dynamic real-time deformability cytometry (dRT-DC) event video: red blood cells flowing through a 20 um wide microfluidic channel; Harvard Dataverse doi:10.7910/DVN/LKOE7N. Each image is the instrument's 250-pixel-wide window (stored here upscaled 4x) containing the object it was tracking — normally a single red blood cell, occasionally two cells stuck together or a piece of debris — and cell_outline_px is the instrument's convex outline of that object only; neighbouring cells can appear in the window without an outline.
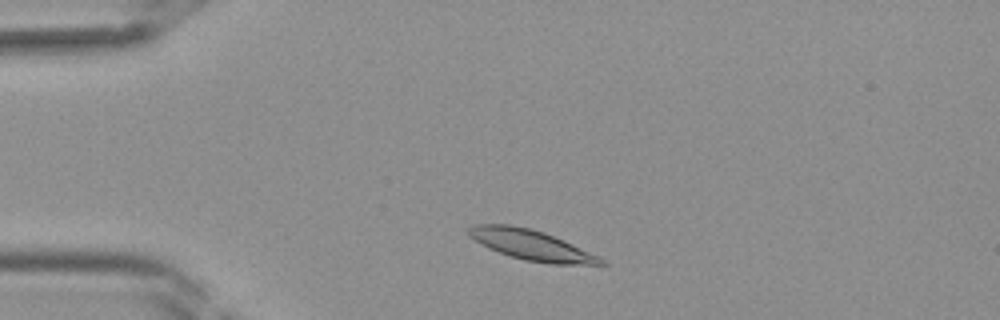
{"species": "Egyptian fruit bat (a non-hibernating species)", "species_latin": "Rousettus aegyptiacus", "temperature_condition": "room temperature", "stored_images_in_passage": 35, "camera_frame_rate_fps": 3000, "um_per_image_px": 0.085, "frame": {"image": 1, "passage_image": 4, "time_ms": 1.0, "image_size_px": [1000, 320], "cell_outline_px": [[608, 264], [548, 264], [524, 260], [488, 248], [480, 244], [468, 236], [468, 228], [476, 224], [508, 224], [528, 228], [544, 232], [564, 240], [604, 260]], "centroid_in_image_um": [45.1, 20.82], "position_along_channel_um": 39.9, "area_um2": 22.95}}
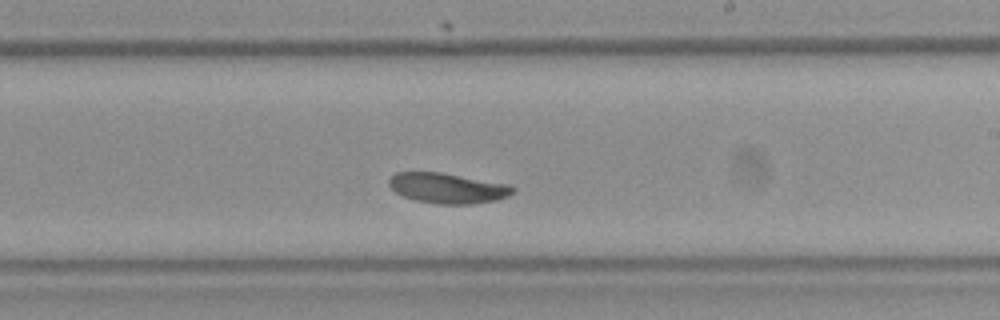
{"frame": {"image": 2, "passage_image": 19, "time_ms": 6.0, "image_size_px": [1000, 320], "cell_outline_px": [[516, 192], [508, 196], [496, 200], [472, 204], [436, 204], [416, 200], [404, 196], [396, 192], [388, 184], [388, 180], [396, 172], [440, 172], [508, 184], [516, 188]], "centroid_in_image_um": [38.07, 15.99], "position_along_channel_um": 250.9, "area_um2": 21.85}}
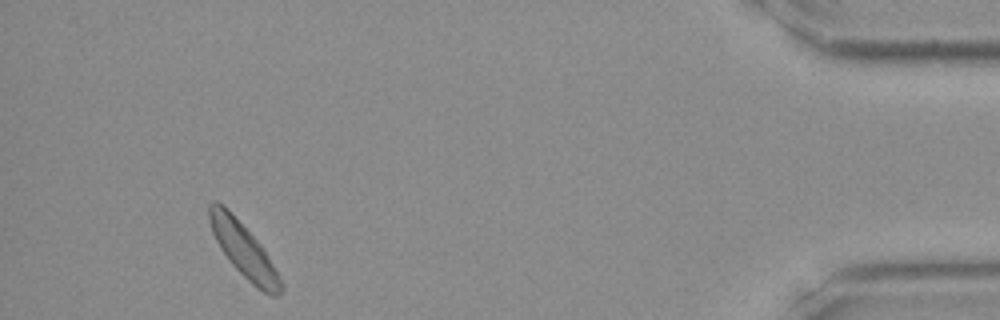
{"frame": {"image": 3, "passage_image": 33, "time_ms": 10.667, "image_size_px": [1000, 320], "cell_outline_px": [[284, 288], [280, 296], [272, 296], [264, 292], [252, 284], [232, 264], [220, 248], [212, 232], [208, 220], [208, 204], [212, 200], [216, 200], [224, 204], [228, 208], [264, 248], [280, 276], [284, 284]], "centroid_in_image_um": [20.72, 21.23], "position_along_channel_um": 414.5, "area_um2": 22.77}}